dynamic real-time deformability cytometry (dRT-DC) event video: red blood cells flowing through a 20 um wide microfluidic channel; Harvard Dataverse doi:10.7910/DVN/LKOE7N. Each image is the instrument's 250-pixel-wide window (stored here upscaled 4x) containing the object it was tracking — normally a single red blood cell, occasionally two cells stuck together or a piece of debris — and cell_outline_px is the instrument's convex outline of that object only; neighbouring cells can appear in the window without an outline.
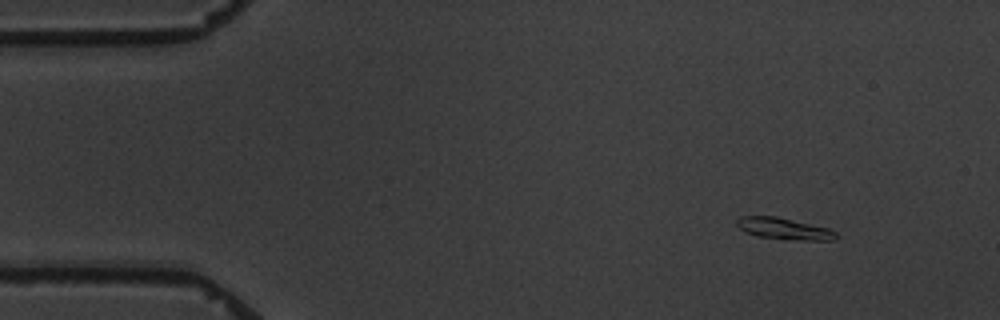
{"species": "common noctule bat (a hibernating species)", "species_latin": "Nyctalus noctula", "temperature_condition": "warm", "stored_images_in_passage": 5, "camera_frame_rate_fps": 3000, "um_per_image_px": 0.085, "animal": {"sex": "male", "body_mass_g": 19.5, "forearm_length_mm": 54.6}, "frame": {"image": 1, "passage_image": 1, "time_ms": 0.0, "image_size_px": [1000, 320], "cell_outline_px": [[836, 240], [800, 240], [756, 236], [740, 228], [736, 224], [736, 220], [740, 216], [776, 216], [828, 228], [836, 232]], "centroid_in_image_um": [66.64, 19.43], "position_along_channel_um": 18.4, "area_um2": 12.25}}
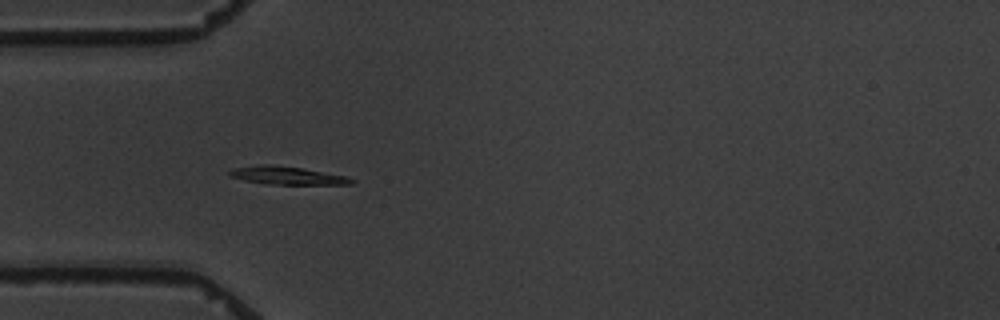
{"frame": {"image": 2, "passage_image": 4, "time_ms": 3.667, "image_size_px": [1000, 320], "cell_outline_px": [[356, 180], [352, 184], [268, 184], [244, 180], [228, 176], [228, 172], [232, 168], [260, 164], [272, 164], [304, 168], [344, 176]], "centroid_in_image_um": [24.34, 14.9], "position_along_channel_um": 60.7, "area_um2": 12.83}}
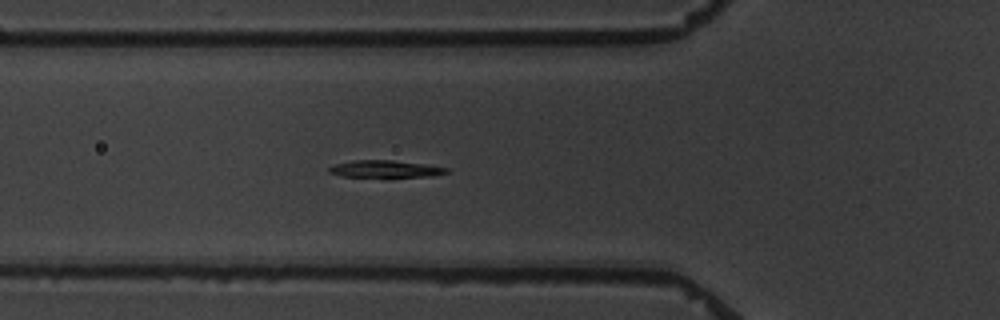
{"frame": {"image": 3, "passage_image": 5, "time_ms": 4.667, "image_size_px": [1000, 320], "cell_outline_px": [[448, 172], [432, 176], [384, 180], [344, 176], [328, 172], [328, 168], [336, 164], [352, 160], [392, 160], [424, 164], [448, 168]], "centroid_in_image_um": [32.75, 14.42], "position_along_channel_um": 93.1, "area_um2": 12.6}}